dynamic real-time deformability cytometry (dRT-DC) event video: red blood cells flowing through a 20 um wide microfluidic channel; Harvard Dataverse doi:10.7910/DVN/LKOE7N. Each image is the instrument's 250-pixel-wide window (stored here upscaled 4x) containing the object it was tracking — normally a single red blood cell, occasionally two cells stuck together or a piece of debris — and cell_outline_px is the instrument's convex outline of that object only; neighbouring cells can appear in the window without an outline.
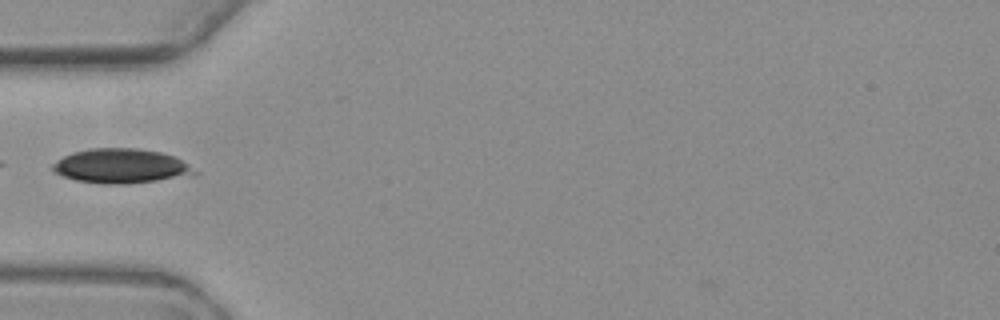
{"species": "common noctule bat (a hibernating species)", "species_latin": "Nyctalus noctula", "temperature_condition": "warm", "stored_images_in_passage": 5, "camera_frame_rate_fps": 3000, "um_per_image_px": 0.085, "animal": {"sex": "female", "body_mass_g": 19.3, "forearm_length_mm": 54.1}, "frame": {"image": 1, "passage_image": 1, "time_ms": 0.0, "image_size_px": [1000, 320], "cell_outline_px": [[200, 172], [196, 176], [124, 184], [104, 184], [76, 180], [52, 172], [52, 164], [56, 160], [72, 152], [92, 148], [136, 148], [160, 152], [172, 156], [180, 160]], "centroid_in_image_um": [10.3, 14.12], "position_along_channel_um": 74.7, "area_um2": 28.67}}
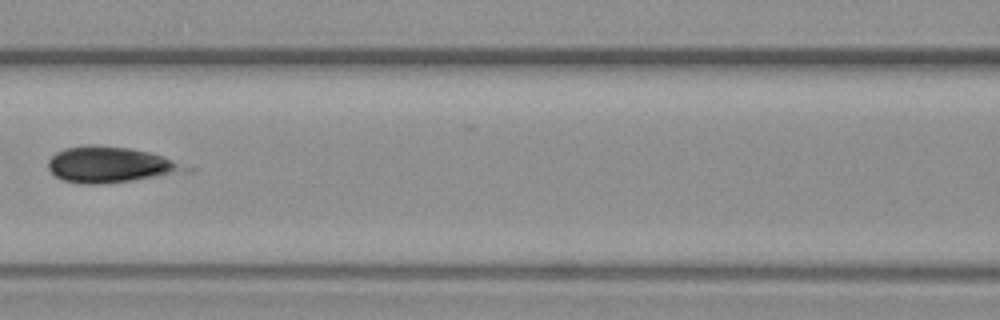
{"frame": {"image": 2, "passage_image": 3, "time_ms": 2.333, "image_size_px": [1000, 320], "cell_outline_px": [[196, 168], [192, 172], [132, 180], [100, 184], [80, 184], [64, 180], [56, 176], [48, 168], [48, 160], [56, 152], [64, 148], [84, 144], [92, 144], [128, 148], [148, 152]], "centroid_in_image_um": [9.4, 14.0], "position_along_channel_um": 157.2, "area_um2": 28.9}}
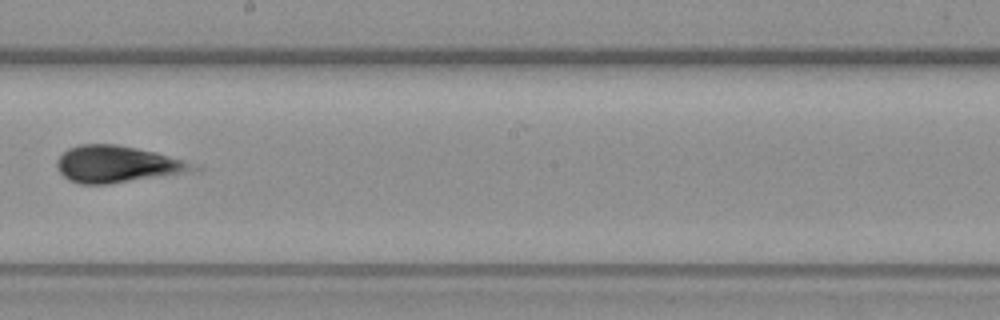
{"frame": {"image": 3, "passage_image": 5, "time_ms": 4.667, "image_size_px": [1000, 320], "cell_outline_px": [[204, 168], [108, 184], [80, 184], [68, 180], [56, 168], [56, 160], [68, 148], [76, 144], [116, 144], [156, 152], [184, 160]], "centroid_in_image_um": [9.87, 13.94], "position_along_channel_um": 238.3, "area_um2": 28.73}}